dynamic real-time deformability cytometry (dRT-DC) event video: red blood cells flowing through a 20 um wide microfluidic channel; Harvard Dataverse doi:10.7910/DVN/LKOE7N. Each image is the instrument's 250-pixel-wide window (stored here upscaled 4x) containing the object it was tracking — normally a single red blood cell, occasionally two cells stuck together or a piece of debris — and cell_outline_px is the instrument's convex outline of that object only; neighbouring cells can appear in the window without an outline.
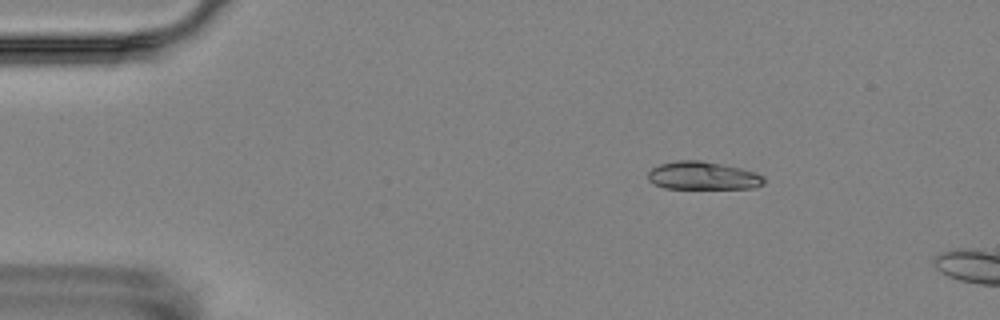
{"species": "Egyptian fruit bat (a non-hibernating species)", "species_latin": "Rousettus aegyptiacus", "temperature_condition": "room temperature", "stored_images_in_passage": 4, "camera_frame_rate_fps": 3000, "um_per_image_px": 0.085, "animal": {"sex": "female"}, "frame": {"image": 1, "passage_image": 3, "time_ms": 2.333, "image_size_px": [1000, 320], "cell_outline_px": [[764, 184], [756, 188], [664, 188], [652, 184], [648, 180], [648, 172], [652, 168], [660, 164], [676, 160], [700, 160], [740, 168], [756, 172], [764, 176]], "centroid_in_image_um": [59.73, 14.94], "position_along_channel_um": 25.3, "area_um2": 19.02}}